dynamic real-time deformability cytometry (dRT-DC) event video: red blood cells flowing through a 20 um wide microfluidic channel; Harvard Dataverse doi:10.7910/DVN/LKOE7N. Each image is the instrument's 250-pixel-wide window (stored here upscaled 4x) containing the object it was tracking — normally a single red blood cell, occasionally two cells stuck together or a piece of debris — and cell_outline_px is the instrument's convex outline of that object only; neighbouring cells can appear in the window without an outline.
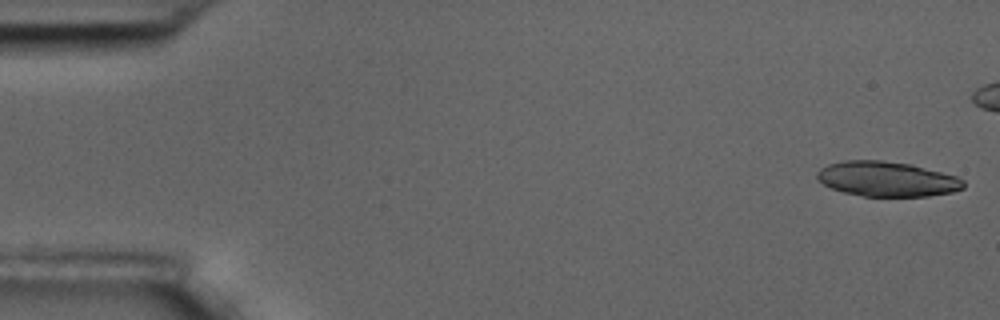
{"species": "common noctule bat (a hibernating species)", "species_latin": "Nyctalus noctula", "temperature_condition": "room temperature", "stored_images_in_passage": 6, "camera_frame_rate_fps": 3000, "um_per_image_px": 0.085, "animal": {"sex": "male", "body_mass_g": 17.5, "forearm_length_mm": 52.3}, "frame": {"image": 1, "passage_image": 1, "time_ms": 0.0, "image_size_px": [1000, 320], "cell_outline_px": [[964, 188], [952, 192], [928, 196], [864, 196], [844, 192], [832, 188], [824, 184], [816, 176], [816, 172], [820, 168], [828, 164], [844, 160], [884, 160], [912, 164], [956, 176], [964, 180]], "centroid_in_image_um": [75.39, 15.2], "position_along_channel_um": 9.6, "area_um2": 29.82}}
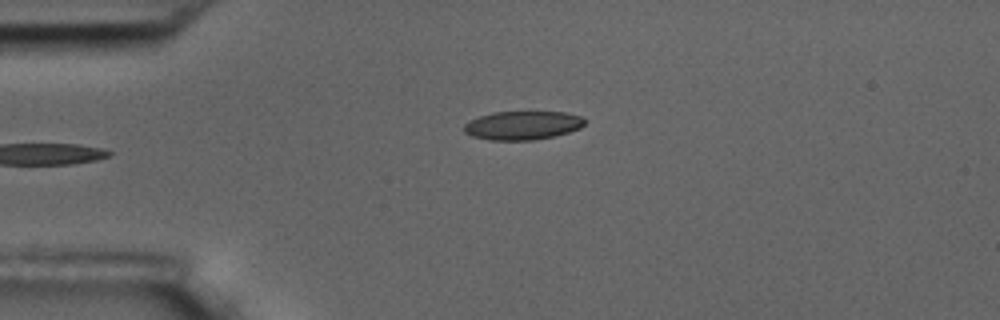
{"frame": {"image": 2, "passage_image": 6, "time_ms": 6.0, "image_size_px": [1000, 320], "cell_outline_px": [[584, 124], [580, 128], [568, 132], [552, 136], [532, 140], [488, 140], [472, 136], [464, 132], [464, 124], [468, 120], [492, 112], [564, 112], [580, 116], [584, 120]], "centroid_in_image_um": [44.37, 10.65], "position_along_channel_um": 40.6, "area_um2": 20.06}}